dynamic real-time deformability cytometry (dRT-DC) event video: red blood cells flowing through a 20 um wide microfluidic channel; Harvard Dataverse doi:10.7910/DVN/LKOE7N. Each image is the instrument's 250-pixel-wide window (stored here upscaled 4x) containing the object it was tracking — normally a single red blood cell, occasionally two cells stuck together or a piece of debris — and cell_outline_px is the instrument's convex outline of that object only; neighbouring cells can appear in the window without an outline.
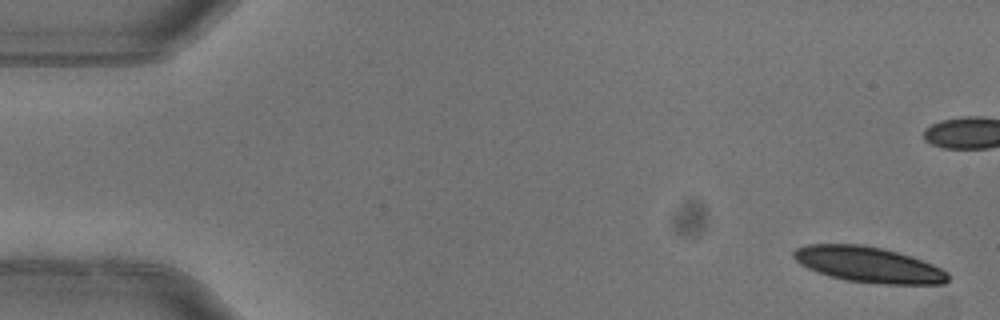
{"species": "common noctule bat (a hibernating species)", "species_latin": "Nyctalus noctula", "temperature_condition": "warm", "stored_images_in_passage": 9, "camera_frame_rate_fps": 3000, "um_per_image_px": 0.085, "animal": {"sex": "female"}, "frame": {"image": 1, "passage_image": 1, "time_ms": 0.0, "image_size_px": [1000, 320], "cell_outline_px": [[948, 280], [944, 284], [884, 284], [844, 280], [808, 268], [800, 264], [792, 256], [792, 252], [796, 248], [808, 244], [864, 244], [884, 248], [932, 264], [948, 272]], "centroid_in_image_um": [73.81, 22.48], "position_along_channel_um": 11.2, "area_um2": 31.85}}